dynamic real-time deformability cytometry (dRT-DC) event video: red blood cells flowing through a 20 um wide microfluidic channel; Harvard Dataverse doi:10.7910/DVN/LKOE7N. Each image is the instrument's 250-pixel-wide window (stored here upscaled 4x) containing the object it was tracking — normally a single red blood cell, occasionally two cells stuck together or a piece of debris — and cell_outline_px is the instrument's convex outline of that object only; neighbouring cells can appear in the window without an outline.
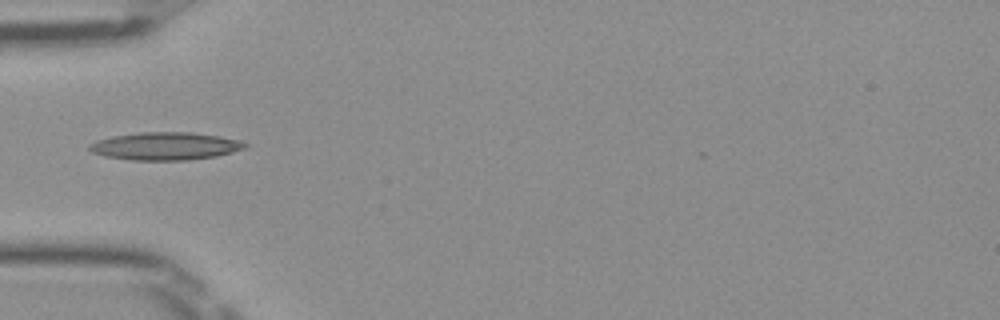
{"species": "Egyptian fruit bat (a non-hibernating species)", "species_latin": "Rousettus aegyptiacus", "temperature_condition": "room temperature", "stored_images_in_passage": 35, "camera_frame_rate_fps": 3000, "um_per_image_px": 0.085, "frame": {"image": 1, "passage_image": 1, "time_ms": 0.0, "image_size_px": [1000, 320], "cell_outline_px": [[248, 148], [216, 156], [188, 160], [132, 160], [104, 156], [92, 152], [88, 148], [88, 144], [96, 140], [112, 136], [136, 132], [192, 132], [220, 136], [240, 140], [248, 144]], "centroid_in_image_um": [14.05, 12.41], "position_along_channel_um": 70.9, "area_um2": 25.43}}
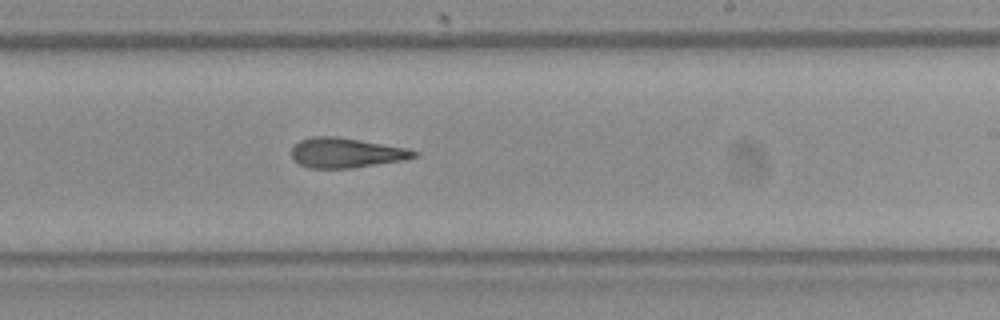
{"frame": {"image": 2, "passage_image": 15, "time_ms": 4.667, "image_size_px": [1000, 320], "cell_outline_px": [[420, 156], [404, 160], [352, 168], [308, 168], [292, 160], [292, 148], [300, 140], [312, 136], [336, 136], [408, 148], [420, 152]], "centroid_in_image_um": [29.45, 12.99], "position_along_channel_um": 259.6, "area_um2": 21.5}}
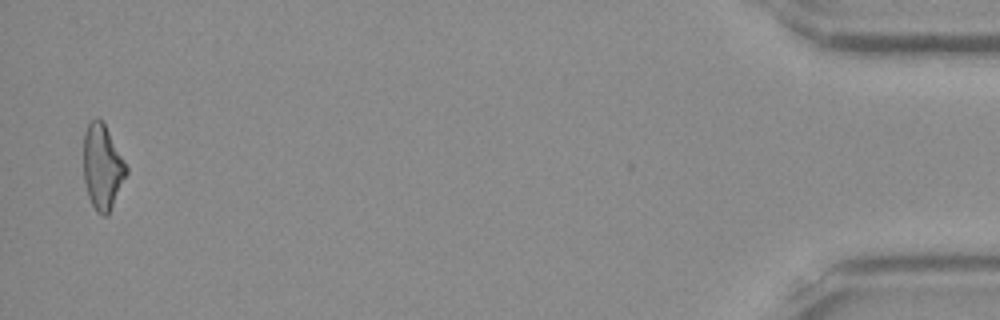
{"frame": {"image": 3, "passage_image": 34, "time_ms": 11.0, "image_size_px": [1000, 320], "cell_outline_px": [[128, 172], [108, 216], [104, 216], [96, 212], [88, 196], [84, 180], [84, 132], [88, 124], [96, 116], [104, 120], [128, 168]], "centroid_in_image_um": [8.71, 14.16], "position_along_channel_um": 426.5, "area_um2": 21.44}, "authors_computed_cell_mechanics": {"area_um2": 21.6172, "velocity_mm_per_s": 4.022, "shape_relaxation_time_tau1_ms": 4.3823, "shape_relaxation_time_tau2_ms": 2.3056, "deformation_change_tau1": 0.1746, "deformation_change_tau2": 0.1365}}